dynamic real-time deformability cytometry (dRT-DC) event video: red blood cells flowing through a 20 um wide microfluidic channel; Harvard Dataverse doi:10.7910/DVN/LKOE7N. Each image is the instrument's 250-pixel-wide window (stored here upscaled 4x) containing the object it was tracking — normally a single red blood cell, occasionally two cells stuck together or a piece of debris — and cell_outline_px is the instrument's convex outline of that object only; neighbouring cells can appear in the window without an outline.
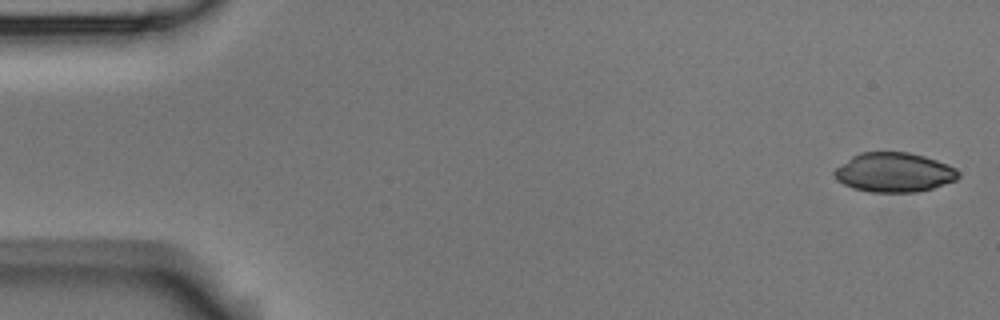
{"species": "Egyptian fruit bat (a non-hibernating species)", "species_latin": "Rousettus aegyptiacus", "temperature_condition": "room temperature", "stored_images_in_passage": 5, "camera_frame_rate_fps": 3000, "um_per_image_px": 0.085, "animal": {"sex": "male"}, "frame": {"image": 1, "passage_image": 1, "time_ms": 0.0, "image_size_px": [1000, 320], "cell_outline_px": [[960, 176], [956, 180], [932, 188], [916, 192], [868, 192], [852, 188], [836, 180], [832, 172], [836, 168], [852, 156], [860, 152], [908, 152], [924, 156], [948, 164], [956, 168], [960, 172]], "centroid_in_image_um": [75.99, 14.65], "position_along_channel_um": 9.0, "area_um2": 28.61}}
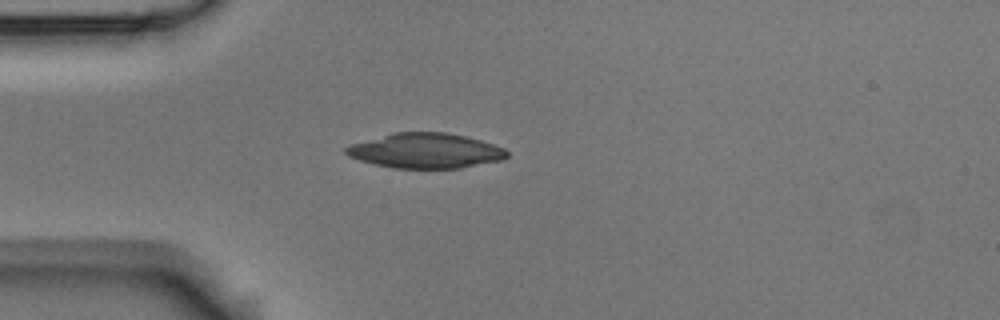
{"frame": {"image": 2, "passage_image": 5, "time_ms": 1.333, "image_size_px": [1000, 320], "cell_outline_px": [[508, 156], [504, 160], [460, 168], [392, 168], [372, 164], [348, 156], [344, 152], [344, 148], [352, 144], [392, 132], [448, 132], [480, 140], [504, 148], [508, 152]], "centroid_in_image_um": [36.17, 12.81], "position_along_channel_um": 48.8, "area_um2": 32.95}}